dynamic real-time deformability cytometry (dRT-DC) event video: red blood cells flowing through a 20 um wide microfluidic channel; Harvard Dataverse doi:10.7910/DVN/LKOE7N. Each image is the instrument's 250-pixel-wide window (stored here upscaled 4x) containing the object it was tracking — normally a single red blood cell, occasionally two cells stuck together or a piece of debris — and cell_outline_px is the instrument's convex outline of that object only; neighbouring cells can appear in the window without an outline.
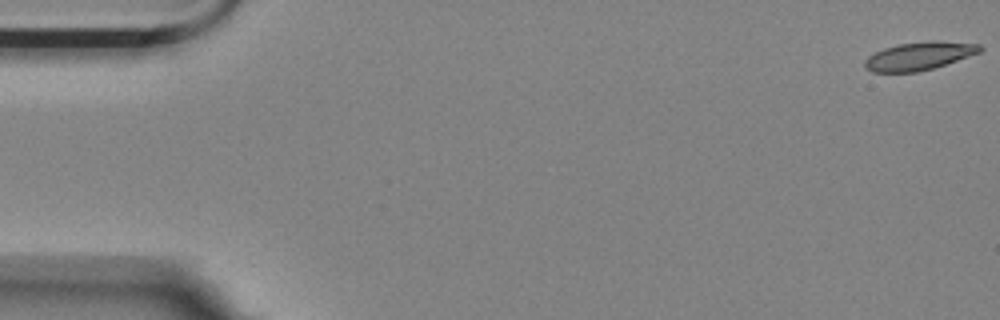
{"species": "Egyptian fruit bat (a non-hibernating species)", "species_latin": "Rousettus aegyptiacus", "temperature_condition": "room temperature", "stored_images_in_passage": 57, "camera_frame_rate_fps": 3000, "um_per_image_px": 0.085, "animal": {"sex": "female"}, "frame": {"image": 1, "passage_image": 1, "time_ms": 0.0, "image_size_px": [1000, 320], "cell_outline_px": [[984, 48], [980, 52], [932, 68], [916, 72], [872, 72], [864, 68], [864, 60], [868, 56], [884, 48], [900, 44], [928, 40], [936, 40], [980, 44]], "centroid_in_image_um": [78.11, 4.75], "position_along_channel_um": 6.9, "area_um2": 18.79}}
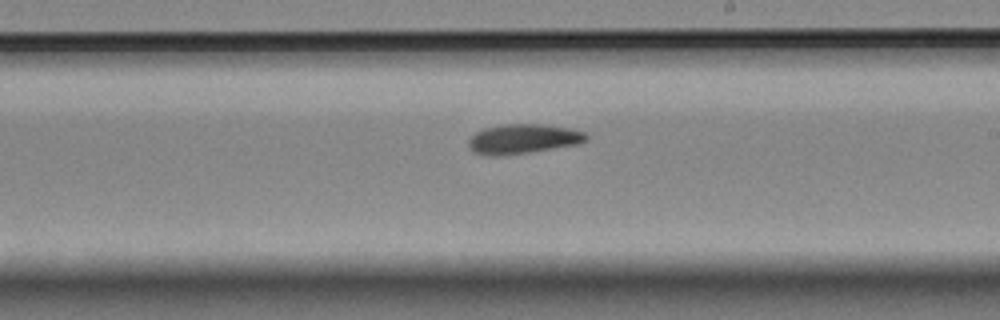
{"frame": {"image": 2, "passage_image": 33, "time_ms": 10.667, "image_size_px": [1000, 320], "cell_outline_px": [[588, 140], [580, 144], [528, 152], [500, 156], [492, 156], [476, 152], [468, 148], [468, 140], [476, 132], [484, 128], [500, 124], [544, 124], [568, 128], [584, 132], [588, 136]], "centroid_in_image_um": [44.46, 11.8], "position_along_channel_um": 244.5, "area_um2": 20.35}}
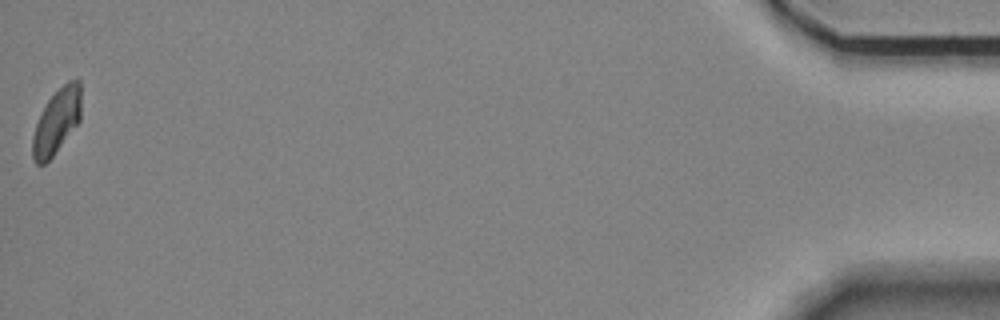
{"frame": {"image": 3, "passage_image": 57, "time_ms": 18.667, "image_size_px": [1000, 320], "cell_outline_px": [[80, 120], [52, 156], [44, 164], [36, 164], [32, 156], [32, 136], [36, 124], [48, 100], [68, 80], [76, 76], [80, 80]], "centroid_in_image_um": [4.82, 10.29], "position_along_channel_um": 430.4, "area_um2": 18.03}}